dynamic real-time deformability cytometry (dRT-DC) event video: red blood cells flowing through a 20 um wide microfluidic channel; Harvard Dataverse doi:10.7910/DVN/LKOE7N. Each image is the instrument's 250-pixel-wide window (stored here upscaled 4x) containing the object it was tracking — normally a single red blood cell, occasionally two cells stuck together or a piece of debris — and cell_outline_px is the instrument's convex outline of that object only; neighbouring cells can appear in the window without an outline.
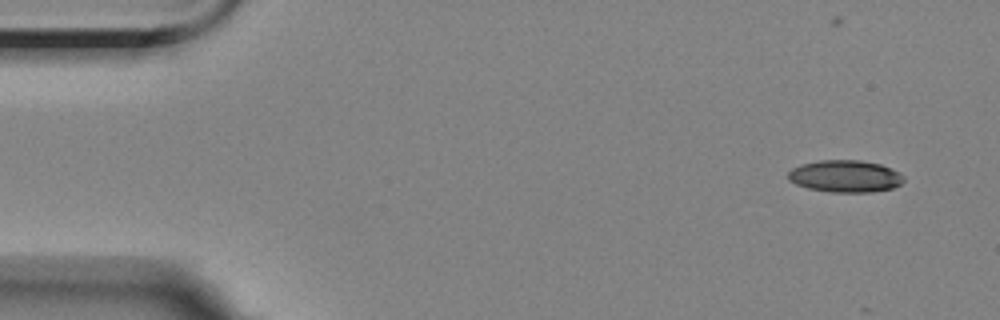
{"species": "Egyptian fruit bat (a non-hibernating species)", "species_latin": "Rousettus aegyptiacus", "temperature_condition": "room temperature", "stored_images_in_passage": 9, "camera_frame_rate_fps": 3000, "um_per_image_px": 0.085, "animal": {"sex": "female"}, "frame": {"image": 1, "passage_image": 1, "time_ms": 0.0, "image_size_px": [1000, 320], "cell_outline_px": [[904, 180], [900, 184], [892, 188], [872, 192], [828, 192], [808, 188], [796, 184], [788, 180], [788, 172], [792, 168], [800, 164], [820, 160], [860, 160], [880, 164], [900, 172], [904, 176]], "centroid_in_image_um": [71.83, 14.98], "position_along_channel_um": 13.2, "area_um2": 21.73}}
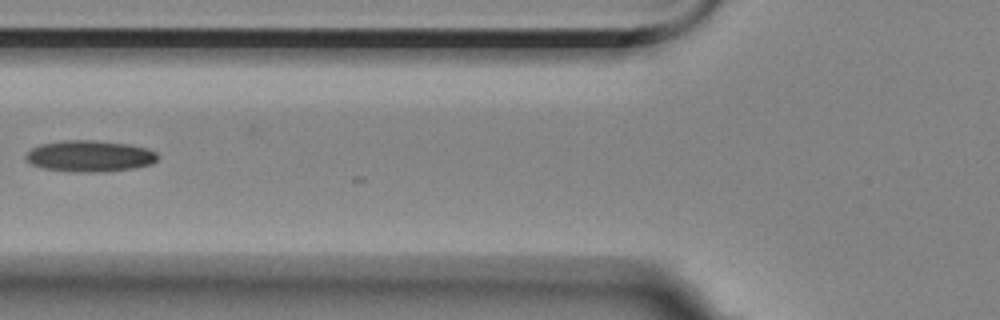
{"frame": {"image": 2, "passage_image": 6, "time_ms": 6.0, "image_size_px": [1000, 320], "cell_outline_px": [[160, 156], [152, 164], [136, 168], [100, 172], [72, 172], [44, 168], [32, 164], [24, 156], [32, 148], [40, 144], [60, 140], [96, 140], [128, 144], [144, 148], [156, 152]], "centroid_in_image_um": [7.64, 13.27], "position_along_channel_um": 118.2, "area_um2": 24.16}}
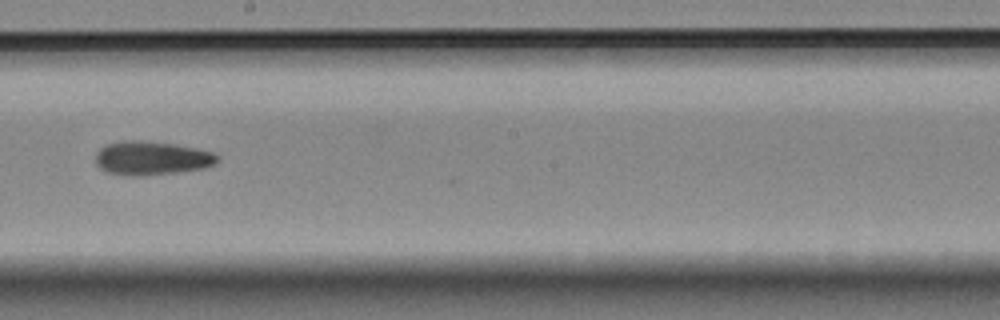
{"frame": {"image": 3, "passage_image": 9, "time_ms": 9.333, "image_size_px": [1000, 320], "cell_outline_px": [[220, 160], [216, 164], [204, 168], [176, 172], [140, 176], [136, 176], [108, 172], [100, 168], [96, 164], [96, 152], [104, 144], [124, 140], [140, 140], [176, 144], [196, 148], [212, 152], [220, 156]], "centroid_in_image_um": [12.9, 13.42], "position_along_channel_um": 235.3, "area_um2": 24.1}}